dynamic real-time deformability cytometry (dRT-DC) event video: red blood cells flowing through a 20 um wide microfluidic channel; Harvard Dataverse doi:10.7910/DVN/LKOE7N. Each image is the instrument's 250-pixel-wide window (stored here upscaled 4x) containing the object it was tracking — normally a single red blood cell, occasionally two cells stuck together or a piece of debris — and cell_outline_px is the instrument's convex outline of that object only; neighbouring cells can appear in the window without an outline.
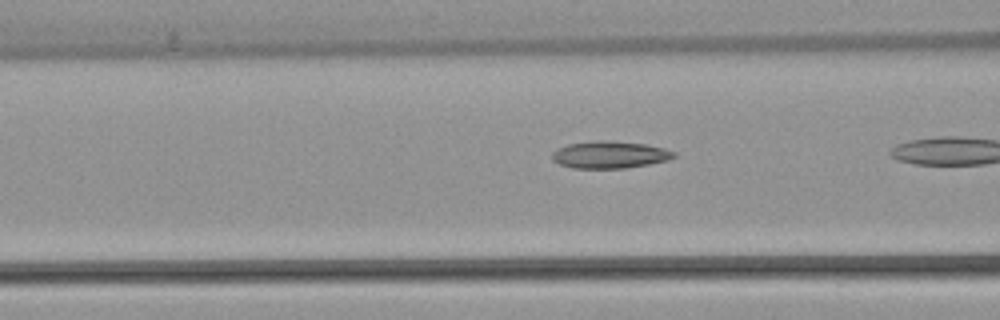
{"species": "common noctule bat (a hibernating species)", "species_latin": "Nyctalus noctula", "temperature_condition": "warm", "stored_images_in_passage": 20, "camera_frame_rate_fps": 3000, "um_per_image_px": 0.085, "animal": {"sex": "female", "body_mass_g": 22.7, "forearm_length_mm": 54.2}, "frame": {"image": 1, "passage_image": 17, "time_ms": 5.333, "image_size_px": [1000, 320], "cell_outline_px": [[676, 156], [668, 160], [648, 164], [624, 168], [572, 168], [560, 164], [552, 160], [552, 152], [556, 148], [568, 144], [604, 140], [644, 144], [664, 148], [676, 152]], "centroid_in_image_um": [51.81, 13.15], "position_along_channel_um": 114.8, "area_um2": 19.13}}